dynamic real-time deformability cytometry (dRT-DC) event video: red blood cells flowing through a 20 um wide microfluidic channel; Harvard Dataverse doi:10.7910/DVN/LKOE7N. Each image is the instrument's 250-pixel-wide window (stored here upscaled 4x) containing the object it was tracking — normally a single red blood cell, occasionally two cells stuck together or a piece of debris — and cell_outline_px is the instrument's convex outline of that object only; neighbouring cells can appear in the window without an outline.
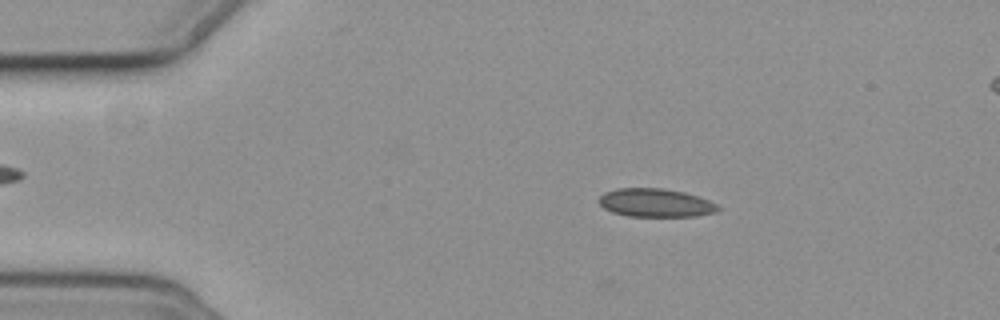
{"species": "common noctule bat (a hibernating species)", "species_latin": "Nyctalus noctula", "temperature_condition": "cold", "stored_images_in_passage": 2, "camera_frame_rate_fps": 3000, "um_per_image_px": 0.085, "animal": {"sex": "female", "body_mass_g": 19.3, "forearm_length_mm": 54.1}, "frame": {"image": 1, "passage_image": 2, "time_ms": 0.333, "image_size_px": [1000, 320], "cell_outline_px": [[720, 208], [716, 212], [692, 216], [628, 216], [612, 212], [604, 208], [600, 204], [600, 196], [604, 192], [616, 188], [664, 188], [684, 192], [708, 200], [716, 204]], "centroid_in_image_um": [55.7, 17.23], "position_along_channel_um": 29.3, "area_um2": 19.54}}